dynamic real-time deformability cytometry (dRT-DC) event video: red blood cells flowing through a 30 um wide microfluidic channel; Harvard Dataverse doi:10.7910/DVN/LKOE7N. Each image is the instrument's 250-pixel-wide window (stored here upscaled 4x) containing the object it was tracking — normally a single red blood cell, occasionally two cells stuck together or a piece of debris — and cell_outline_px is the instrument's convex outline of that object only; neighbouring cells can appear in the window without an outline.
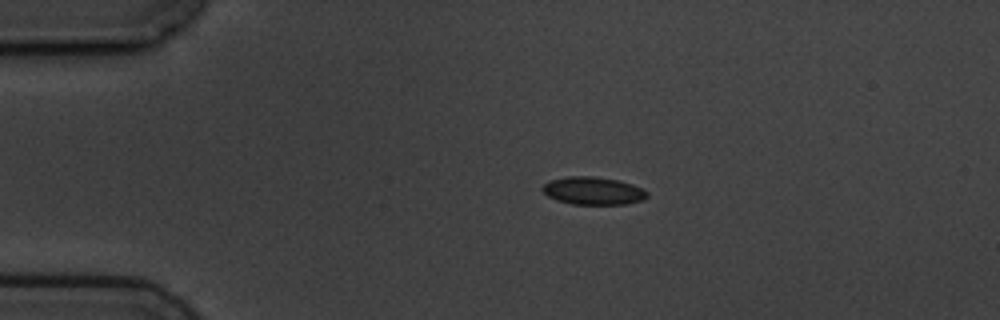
{"species": "common noctule bat (a hibernating species)", "species_latin": "Nyctalus noctula", "temperature_condition": "cold", "stored_images_in_passage": 4, "camera_frame_rate_fps": 3000, "um_per_image_px": 0.085, "animal": {"sex": "male", "body_mass_g": 19.5, "forearm_length_mm": 54.6}, "frame": {"image": 1, "passage_image": 1, "time_ms": 0.0, "image_size_px": [1000, 320], "cell_outline_px": [[648, 196], [644, 200], [628, 204], [572, 204], [556, 200], [548, 196], [540, 188], [548, 180], [568, 176], [596, 176], [616, 180], [632, 184], [648, 192]], "centroid_in_image_um": [50.4, 16.22], "position_along_channel_um": 34.6, "area_um2": 17.05}}
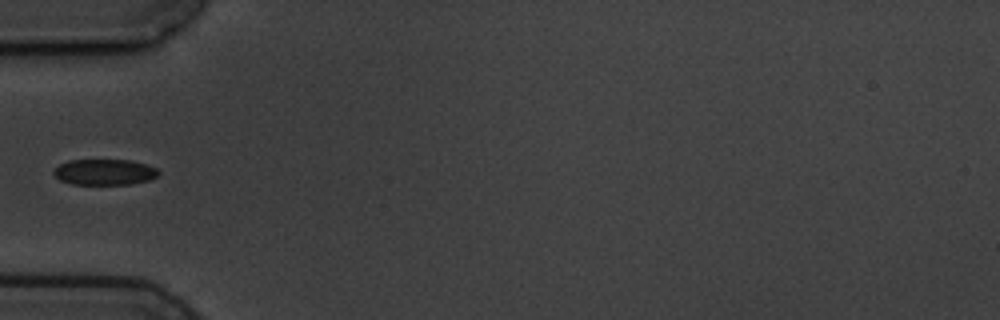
{"frame": {"image": 2, "passage_image": 3, "time_ms": 2.333, "image_size_px": [1000, 320], "cell_outline_px": [[160, 172], [156, 176], [148, 180], [132, 184], [72, 184], [60, 180], [52, 172], [60, 164], [68, 160], [132, 160], [148, 164], [156, 168]], "centroid_in_image_um": [8.9, 14.62], "position_along_channel_um": 76.1, "area_um2": 15.78}}
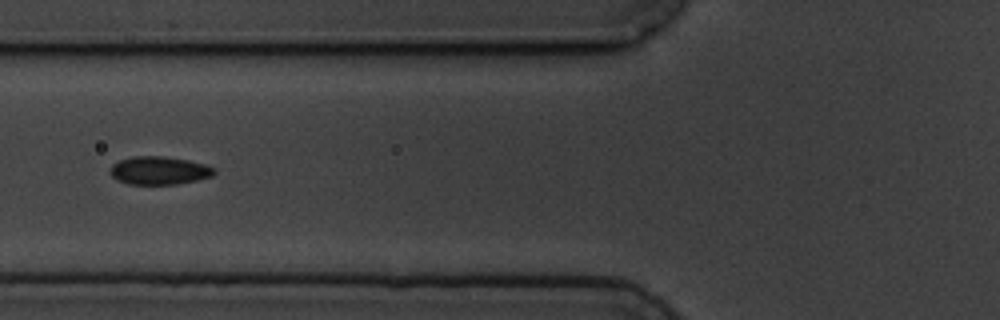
{"frame": {"image": 3, "passage_image": 4, "time_ms": 3.333, "image_size_px": [1000, 320], "cell_outline_px": [[216, 172], [212, 176], [196, 180], [176, 184], [128, 184], [116, 180], [108, 172], [112, 164], [120, 160], [132, 156], [160, 156], [188, 160], [204, 164], [216, 168]], "centroid_in_image_um": [13.5, 14.49], "position_along_channel_um": 112.3, "area_um2": 17.11}}